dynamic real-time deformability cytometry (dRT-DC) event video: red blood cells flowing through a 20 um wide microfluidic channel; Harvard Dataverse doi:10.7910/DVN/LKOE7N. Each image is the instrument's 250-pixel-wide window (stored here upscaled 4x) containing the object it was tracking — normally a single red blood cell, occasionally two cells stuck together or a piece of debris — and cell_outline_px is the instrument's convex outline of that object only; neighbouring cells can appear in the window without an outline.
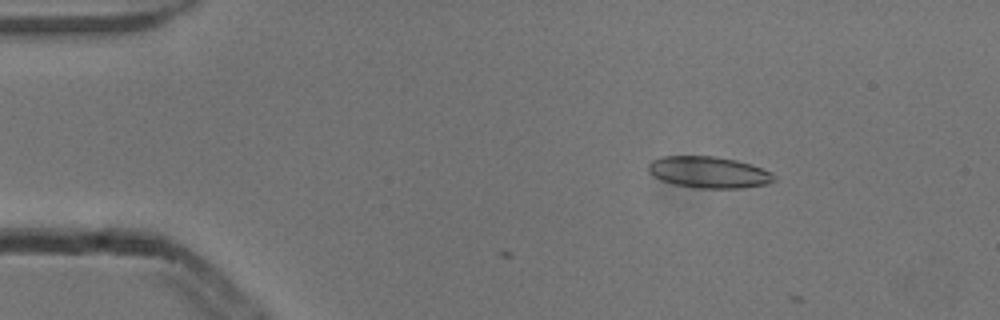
{"species": "common noctule bat (a hibernating species)", "species_latin": "Nyctalus noctula", "temperature_condition": "cold", "stored_images_in_passage": 4, "camera_frame_rate_fps": 3000, "um_per_image_px": 0.085, "animal": {"sex": "male", "body_mass_g": 13.3}, "frame": {"image": 1, "passage_image": 2, "time_ms": 0.333, "image_size_px": [1000, 320], "cell_outline_px": [[776, 180], [764, 184], [740, 188], [696, 188], [676, 184], [664, 180], [648, 172], [648, 164], [652, 160], [664, 156], [716, 156], [736, 160], [752, 164], [772, 172], [776, 176]], "centroid_in_image_um": [60.28, 14.63], "position_along_channel_um": 24.7, "area_um2": 22.95}}